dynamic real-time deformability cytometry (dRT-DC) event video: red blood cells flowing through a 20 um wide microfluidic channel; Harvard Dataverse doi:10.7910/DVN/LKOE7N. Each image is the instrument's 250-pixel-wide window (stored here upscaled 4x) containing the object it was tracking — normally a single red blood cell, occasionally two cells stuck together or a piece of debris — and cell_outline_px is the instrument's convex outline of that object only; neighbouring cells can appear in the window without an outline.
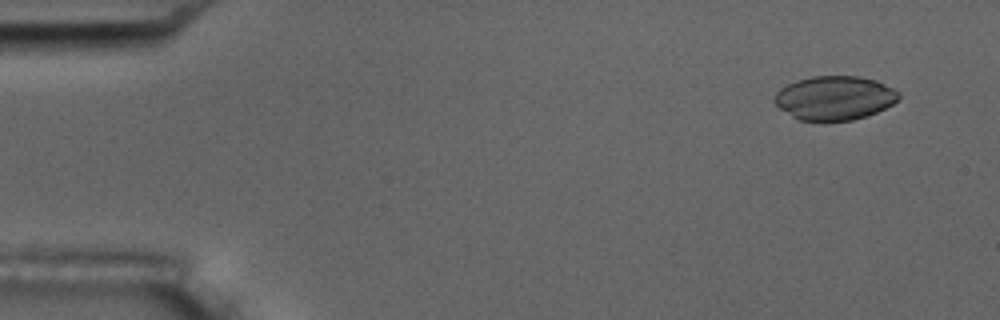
{"species": "common noctule bat (a hibernating species)", "species_latin": "Nyctalus noctula", "temperature_condition": "room temperature", "stored_images_in_passage": 6, "camera_frame_rate_fps": 3000, "um_per_image_px": 0.085, "animal": {"sex": "male", "body_mass_g": 17.5, "forearm_length_mm": 52.3}, "frame": {"image": 1, "passage_image": 2, "time_ms": 1.0, "image_size_px": [1000, 320], "cell_outline_px": [[900, 100], [876, 112], [852, 120], [824, 124], [800, 120], [792, 116], [780, 108], [772, 100], [776, 92], [780, 88], [796, 80], [812, 76], [860, 76], [876, 80], [900, 92]], "centroid_in_image_um": [70.92, 8.35], "position_along_channel_um": 14.1, "area_um2": 32.48}}